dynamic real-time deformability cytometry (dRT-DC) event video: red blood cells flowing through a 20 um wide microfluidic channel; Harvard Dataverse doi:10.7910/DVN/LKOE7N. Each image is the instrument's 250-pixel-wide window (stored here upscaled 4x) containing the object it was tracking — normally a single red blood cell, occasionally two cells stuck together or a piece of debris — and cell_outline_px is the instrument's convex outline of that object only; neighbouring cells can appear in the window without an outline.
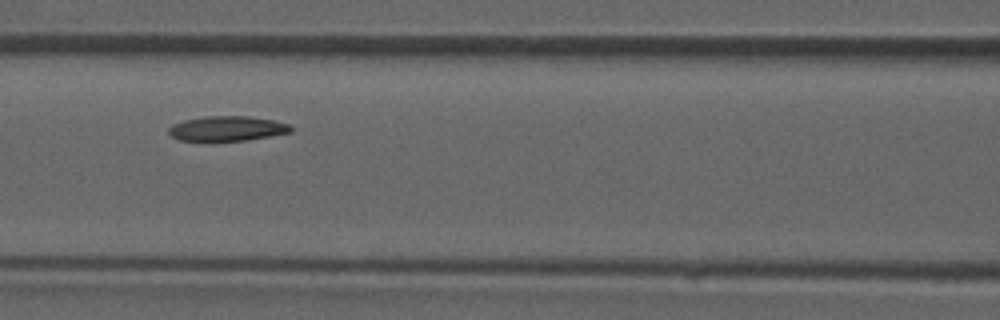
{"species": "common noctule bat (a hibernating species)", "species_latin": "Nyctalus noctula", "temperature_condition": "room temperature", "stored_images_in_passage": 39, "camera_frame_rate_fps": 3000, "um_per_image_px": 0.085, "animal": {"sex": "male", "forearm_length_mm": 52.5}, "frame": {"image": 1, "passage_image": 12, "time_ms": 3.667, "image_size_px": [1000, 320], "cell_outline_px": [[292, 132], [248, 140], [180, 140], [172, 136], [168, 132], [168, 128], [172, 124], [184, 120], [204, 116], [248, 116], [276, 120], [288, 124], [292, 128]], "centroid_in_image_um": [19.32, 10.91], "position_along_channel_um": 147.3, "area_um2": 17.63}}